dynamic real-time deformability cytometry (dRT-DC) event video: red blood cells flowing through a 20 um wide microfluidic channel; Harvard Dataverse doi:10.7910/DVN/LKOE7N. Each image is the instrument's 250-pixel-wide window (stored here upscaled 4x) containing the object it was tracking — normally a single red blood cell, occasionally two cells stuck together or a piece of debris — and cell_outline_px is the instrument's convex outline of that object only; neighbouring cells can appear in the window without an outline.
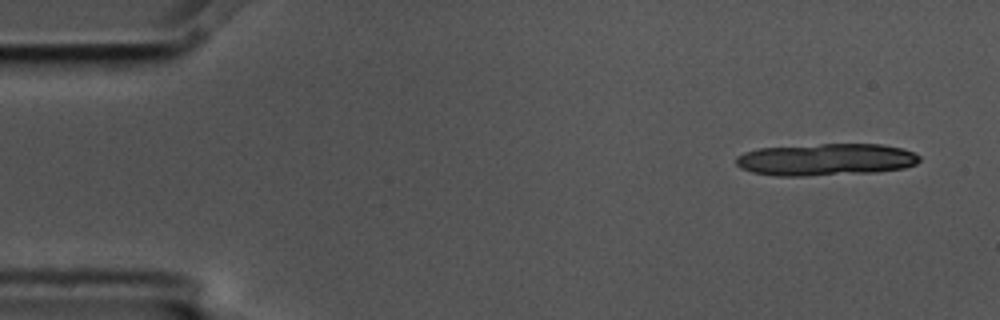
{"species": "common noctule bat (a hibernating species)", "species_latin": "Nyctalus noctula", "temperature_condition": "cold", "stored_images_in_passage": 7, "camera_frame_rate_fps": 3000, "um_per_image_px": 0.085, "animal": {"sex": "male", "body_mass_g": 17.5, "forearm_length_mm": 52.3}, "frame": {"image": 1, "passage_image": 1, "time_ms": 0.0, "image_size_px": [1000, 320], "cell_outline_px": [[920, 160], [916, 164], [904, 168], [876, 172], [804, 176], [776, 176], [752, 172], [740, 168], [736, 164], [736, 156], [744, 152], [760, 148], [820, 144], [880, 144], [900, 148], [912, 152], [920, 156]], "centroid_in_image_um": [70.18, 13.57], "position_along_channel_um": 14.8, "area_um2": 34.33}}